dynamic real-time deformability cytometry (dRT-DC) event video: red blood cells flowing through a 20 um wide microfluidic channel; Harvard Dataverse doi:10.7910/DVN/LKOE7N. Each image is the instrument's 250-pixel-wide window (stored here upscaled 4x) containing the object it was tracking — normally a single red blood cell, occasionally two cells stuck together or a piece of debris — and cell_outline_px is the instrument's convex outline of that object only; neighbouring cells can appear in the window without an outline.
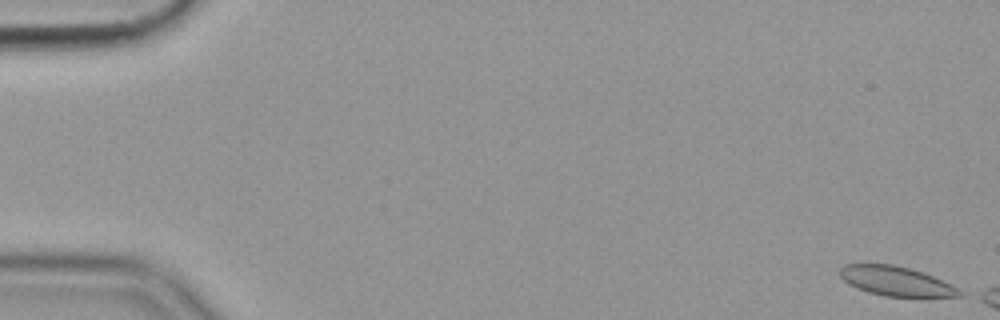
{"species": "common noctule bat (a hibernating species)", "species_latin": "Nyctalus noctula", "temperature_condition": "cold", "stored_images_in_passage": 7, "camera_frame_rate_fps": 3000, "um_per_image_px": 0.085, "animal": {"sex": "female", "body_mass_g": 19.9}, "frame": {"image": 1, "passage_image": 1, "time_ms": 0.0, "image_size_px": [1000, 320], "cell_outline_px": [[964, 296], [884, 296], [868, 292], [856, 288], [848, 284], [840, 276], [840, 268], [844, 264], [892, 264], [924, 272], [964, 292]], "centroid_in_image_um": [76.11, 23.89], "position_along_channel_um": 8.9, "area_um2": 20.23}}